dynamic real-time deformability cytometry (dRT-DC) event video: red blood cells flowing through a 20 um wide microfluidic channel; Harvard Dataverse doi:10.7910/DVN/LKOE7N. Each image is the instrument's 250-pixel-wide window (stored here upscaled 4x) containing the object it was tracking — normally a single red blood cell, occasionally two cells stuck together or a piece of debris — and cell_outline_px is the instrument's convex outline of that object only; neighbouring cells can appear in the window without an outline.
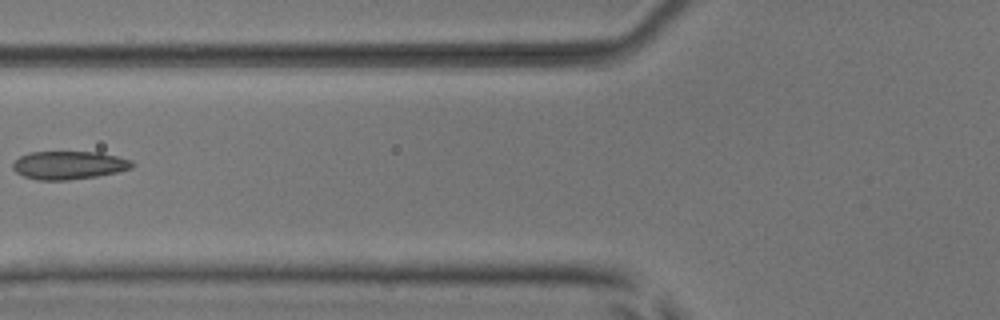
{"species": "common noctule bat (a hibernating species)", "species_latin": "Nyctalus noctula", "temperature_condition": "room temperature", "stored_images_in_passage": 7, "camera_frame_rate_fps": 3000, "um_per_image_px": 0.085, "animal": {"sex": "male", "body_mass_g": 17.9, "forearm_length_mm": 54.2}, "frame": {"image": 1, "passage_image": 6, "time_ms": 1.667, "image_size_px": [1000, 320], "cell_outline_px": [[136, 164], [132, 168], [116, 172], [96, 176], [68, 180], [36, 180], [24, 176], [16, 172], [12, 168], [12, 164], [20, 156], [28, 152], [100, 152], [132, 160]], "centroid_in_image_um": [5.86, 14.04], "position_along_channel_um": 119.9, "area_um2": 19.65}}
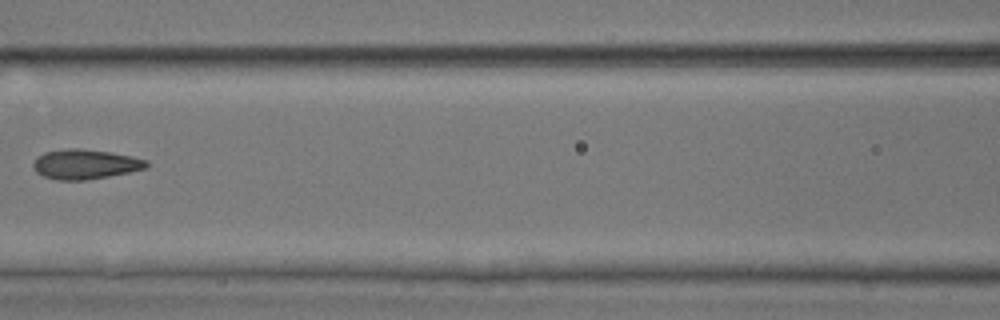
{"frame": {"image": 2, "passage_image": 7, "time_ms": 2.0, "image_size_px": [1000, 320], "cell_outline_px": [[148, 168], [88, 180], [56, 180], [44, 176], [36, 172], [32, 168], [32, 164], [36, 156], [44, 152], [68, 148], [80, 148], [112, 152], [132, 156], [148, 160]], "centroid_in_image_um": [7.22, 13.95], "position_along_channel_um": 159.4, "area_um2": 19.88}}